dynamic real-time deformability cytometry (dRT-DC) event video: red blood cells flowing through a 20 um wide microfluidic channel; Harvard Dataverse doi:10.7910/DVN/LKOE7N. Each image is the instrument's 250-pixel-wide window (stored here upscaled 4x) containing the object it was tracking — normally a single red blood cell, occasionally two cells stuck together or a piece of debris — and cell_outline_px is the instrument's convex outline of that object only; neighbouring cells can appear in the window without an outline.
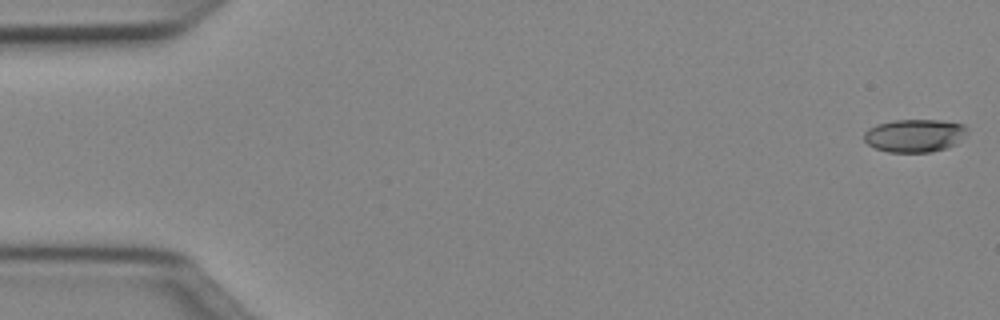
{"species": "Egyptian fruit bat (a non-hibernating species)", "species_latin": "Rousettus aegyptiacus", "temperature_condition": "cold", "stored_images_in_passage": 7, "camera_frame_rate_fps": 3000, "um_per_image_px": 0.085, "animal": {"sex": "female"}, "frame": {"image": 1, "passage_image": 1, "time_ms": 0.0, "image_size_px": [1000, 320], "cell_outline_px": [[968, 132], [956, 144], [948, 148], [932, 152], [888, 152], [876, 148], [868, 144], [864, 140], [864, 132], [868, 128], [876, 124], [896, 120], [940, 120], [964, 124], [968, 128]], "centroid_in_image_um": [77.76, 11.52], "position_along_channel_um": 7.2, "area_um2": 20.0}}